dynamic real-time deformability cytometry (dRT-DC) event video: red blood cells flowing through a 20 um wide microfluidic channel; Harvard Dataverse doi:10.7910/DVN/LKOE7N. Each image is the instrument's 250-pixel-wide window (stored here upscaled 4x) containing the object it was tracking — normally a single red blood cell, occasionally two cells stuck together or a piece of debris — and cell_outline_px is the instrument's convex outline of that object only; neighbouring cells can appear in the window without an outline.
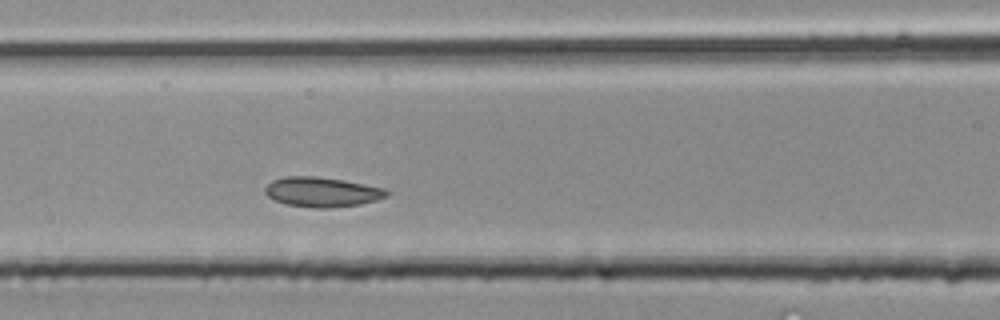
{"species": "common noctule bat (a hibernating species)", "species_latin": "Nyctalus noctula", "temperature_condition": "room temperature", "stored_images_in_passage": 22, "camera_frame_rate_fps": 3000, "um_per_image_px": 0.085, "animal": {"sex": "male", "body_mass_g": 20.4}, "frame": {"image": 1, "passage_image": 7, "time_ms": 2.0, "image_size_px": [1000, 320], "cell_outline_px": [[392, 192], [388, 196], [376, 200], [360, 204], [332, 208], [316, 208], [288, 204], [276, 200], [268, 196], [264, 192], [264, 188], [272, 180], [284, 176], [316, 176], [344, 180], [384, 188]], "centroid_in_image_um": [27.39, 16.31], "position_along_channel_um": 139.2, "area_um2": 21.15}}
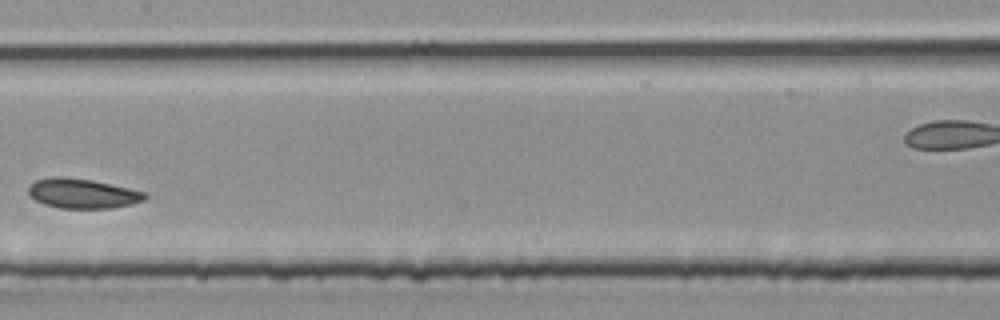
{"frame": {"image": 2, "passage_image": 10, "time_ms": 3.0, "image_size_px": [1000, 320], "cell_outline_px": [[148, 196], [144, 200], [132, 204], [112, 208], [60, 208], [44, 204], [36, 200], [28, 192], [28, 188], [36, 180], [52, 176], [60, 176], [92, 180], [128, 188], [144, 192]], "centroid_in_image_um": [7.01, 16.44], "position_along_channel_um": 200.4, "area_um2": 20.0}}